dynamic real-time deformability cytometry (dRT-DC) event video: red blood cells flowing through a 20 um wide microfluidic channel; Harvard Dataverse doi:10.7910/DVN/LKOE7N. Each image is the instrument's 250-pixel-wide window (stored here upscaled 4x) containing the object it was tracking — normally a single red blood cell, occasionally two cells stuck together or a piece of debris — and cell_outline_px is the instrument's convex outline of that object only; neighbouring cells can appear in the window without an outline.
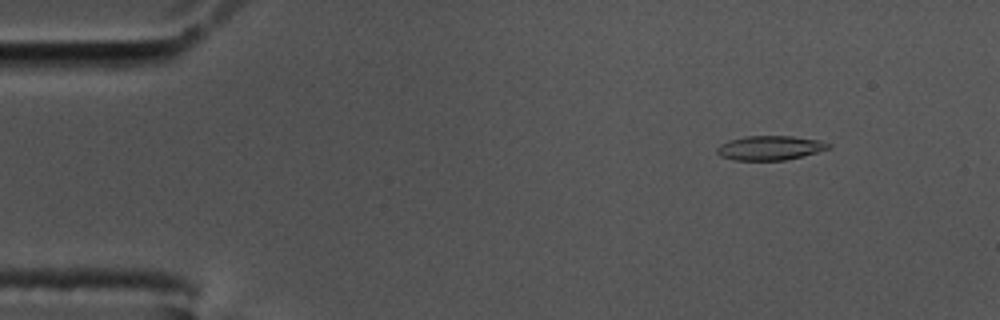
{"species": "common noctule bat (a hibernating species)", "species_latin": "Nyctalus noctula", "temperature_condition": "cold", "stored_images_in_passage": 58, "camera_frame_rate_fps": 3000, "um_per_image_px": 0.085, "animal": {"sex": "male", "body_mass_g": 17.5, "forearm_length_mm": 52.3}, "frame": {"image": 1, "passage_image": 7, "time_ms": 2.0, "image_size_px": [1000, 320], "cell_outline_px": [[832, 144], [828, 148], [816, 152], [784, 160], [732, 160], [720, 156], [716, 152], [716, 148], [720, 144], [728, 140], [744, 136], [792, 136], [820, 140]], "centroid_in_image_um": [65.39, 12.56], "position_along_channel_um": 19.6, "area_um2": 15.78}}
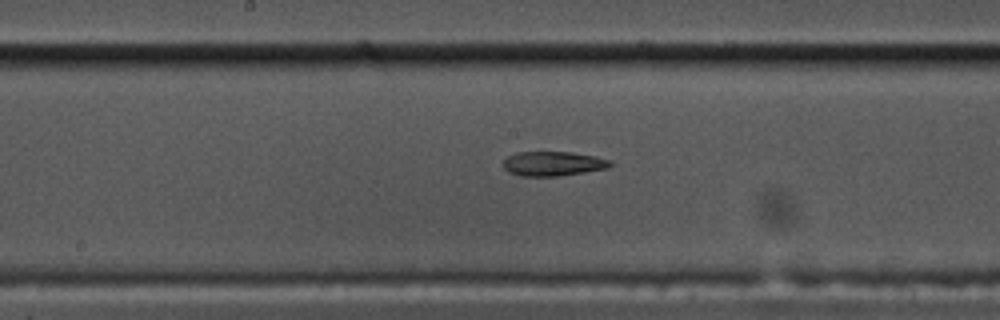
{"frame": {"image": 2, "passage_image": 30, "time_ms": 9.667, "image_size_px": [1000, 320], "cell_outline_px": [[612, 164], [608, 168], [584, 172], [556, 176], [520, 176], [508, 172], [504, 168], [504, 160], [508, 156], [516, 152], [572, 152], [596, 156], [612, 160]], "centroid_in_image_um": [47.02, 13.9], "position_along_channel_um": 201.2, "area_um2": 15.32}}
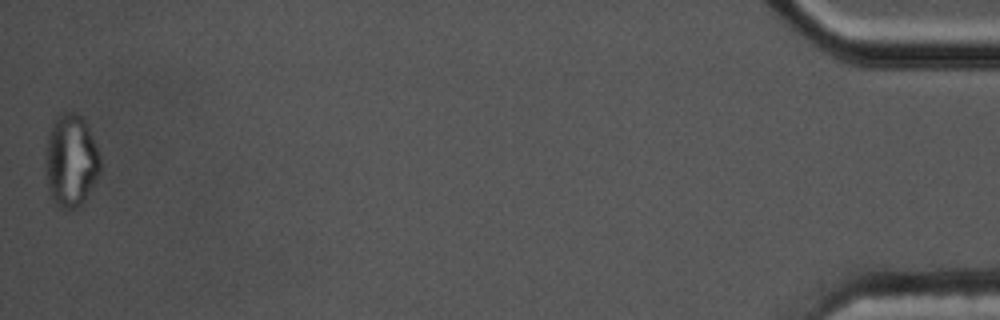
{"frame": {"image": 3, "passage_image": 58, "time_ms": 19.0, "image_size_px": [1000, 320], "cell_outline_px": [[100, 172], [84, 204], [76, 208], [60, 208], [56, 204], [52, 196], [48, 184], [44, 152], [48, 136], [56, 116], [64, 112], [76, 112], [84, 120], [100, 156]], "centroid_in_image_um": [6.03, 13.67], "position_along_channel_um": 429.2, "area_um2": 29.36}, "authors_computed_cell_mechanics": {"area_um2": 16.2418, "velocity_mm_per_s": 3.4598, "shape_relaxation_time_tau1_ms": null, "shape_relaxation_time_tau2_ms": 4.9618, "deformation_change_tau1": null, "deformation_change_tau2": 0.1332}}